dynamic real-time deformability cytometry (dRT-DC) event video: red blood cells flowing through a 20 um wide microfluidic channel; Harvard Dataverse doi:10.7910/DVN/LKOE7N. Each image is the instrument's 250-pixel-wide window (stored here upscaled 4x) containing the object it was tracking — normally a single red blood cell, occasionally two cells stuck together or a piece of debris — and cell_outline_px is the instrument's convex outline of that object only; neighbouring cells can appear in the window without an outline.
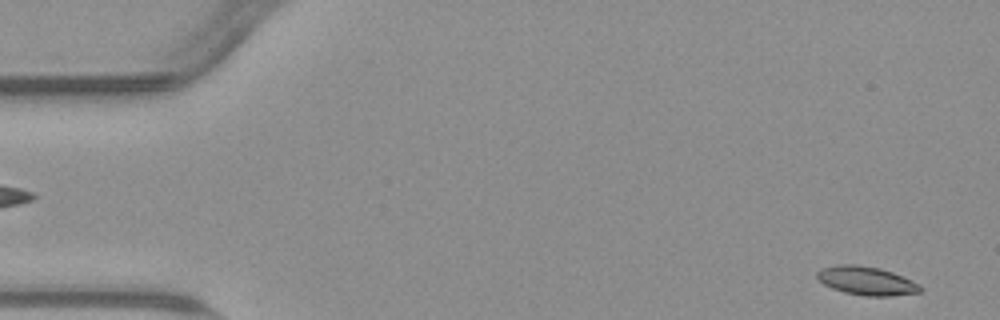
{"species": "common noctule bat (a hibernating species)", "species_latin": "Nyctalus noctula", "temperature_condition": "warm", "stored_images_in_passage": 54, "camera_frame_rate_fps": 3000, "um_per_image_px": 0.085, "animal": {"sex": "male", "body_mass_g": 23.1, "forearm_length_mm": 52.7}, "frame": {"image": 1, "passage_image": 2, "time_ms": 0.333, "image_size_px": [1000, 320], "cell_outline_px": [[924, 288], [920, 292], [888, 296], [868, 296], [844, 292], [832, 288], [824, 284], [816, 276], [816, 272], [824, 268], [840, 264], [852, 264], [880, 268], [892, 272], [920, 284]], "centroid_in_image_um": [73.67, 23.87], "position_along_channel_um": 11.3, "area_um2": 16.99}}
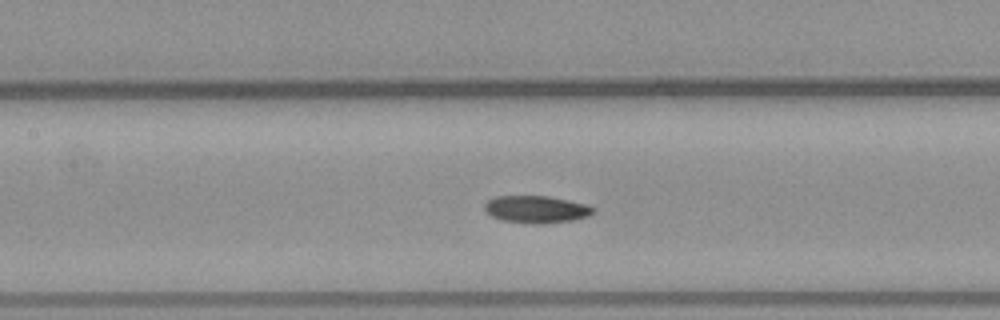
{"frame": {"image": 2, "passage_image": 24, "time_ms": 7.667, "image_size_px": [1000, 320], "cell_outline_px": [[596, 208], [588, 216], [572, 220], [544, 224], [524, 224], [504, 220], [492, 216], [484, 208], [484, 204], [488, 200], [496, 196], [548, 196], [588, 204]], "centroid_in_image_um": [45.6, 17.8], "position_along_channel_um": 161.8, "area_um2": 17.34}}
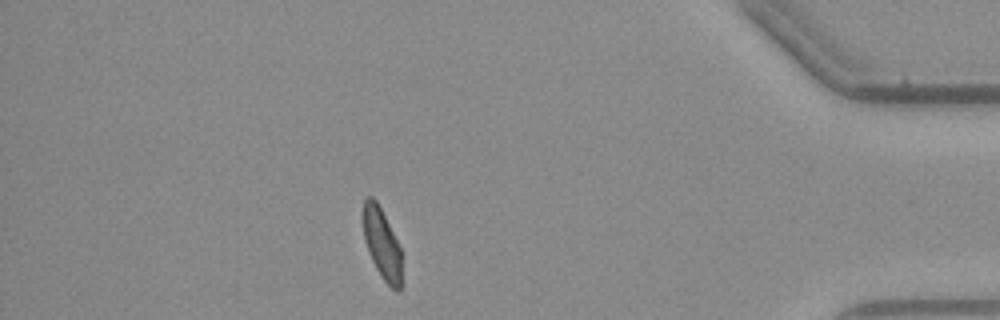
{"frame": {"image": 3, "passage_image": 47, "time_ms": 15.333, "image_size_px": [1000, 320], "cell_outline_px": [[400, 288], [396, 292], [380, 276], [368, 252], [364, 240], [364, 200], [368, 196], [372, 196], [376, 200], [400, 248]], "centroid_in_image_um": [32.44, 20.73], "position_along_channel_um": 402.8, "area_um2": 15.26}, "authors_computed_cell_mechanics": {"area_um2": 17.051, "velocity_mm_per_s": 3.7875, "shape_relaxation_time_tau1_ms": 6.3556, "shape_relaxation_time_tau2_ms": 3.1916, "deformation_change_tau1": 0.1742, "deformation_change_tau2": 0.0874}}